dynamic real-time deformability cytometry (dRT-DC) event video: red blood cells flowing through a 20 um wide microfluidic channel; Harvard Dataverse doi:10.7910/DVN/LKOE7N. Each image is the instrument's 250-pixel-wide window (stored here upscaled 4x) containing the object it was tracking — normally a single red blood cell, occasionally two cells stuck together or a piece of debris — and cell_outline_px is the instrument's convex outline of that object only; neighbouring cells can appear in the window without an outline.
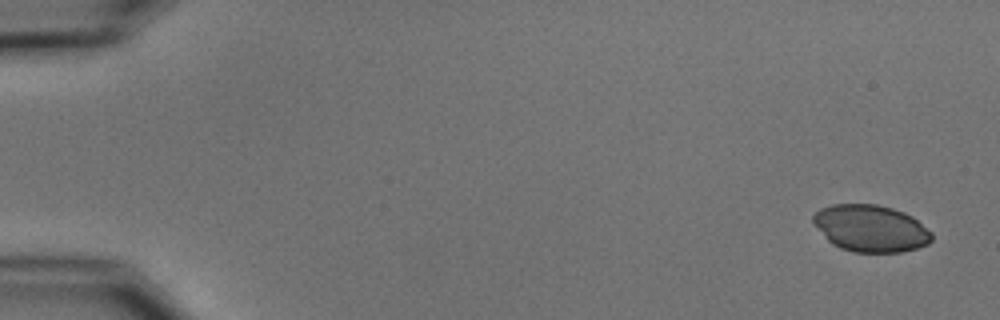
{"species": "common noctule bat (a hibernating species)", "species_latin": "Nyctalus noctula", "temperature_condition": "cold", "stored_images_in_passage": 5, "camera_frame_rate_fps": 3000, "um_per_image_px": 0.085, "animal": {"sex": "male", "body_mass_g": 15.6}, "frame": {"image": 1, "passage_image": 1, "time_ms": 0.0, "image_size_px": [1000, 320], "cell_outline_px": [[932, 240], [928, 244], [916, 248], [900, 252], [852, 252], [840, 248], [832, 244], [824, 236], [812, 220], [812, 216], [820, 208], [832, 204], [876, 204], [892, 208], [904, 212], [912, 216], [932, 232]], "centroid_in_image_um": [74.01, 19.41], "position_along_channel_um": 11.0, "area_um2": 32.43}}